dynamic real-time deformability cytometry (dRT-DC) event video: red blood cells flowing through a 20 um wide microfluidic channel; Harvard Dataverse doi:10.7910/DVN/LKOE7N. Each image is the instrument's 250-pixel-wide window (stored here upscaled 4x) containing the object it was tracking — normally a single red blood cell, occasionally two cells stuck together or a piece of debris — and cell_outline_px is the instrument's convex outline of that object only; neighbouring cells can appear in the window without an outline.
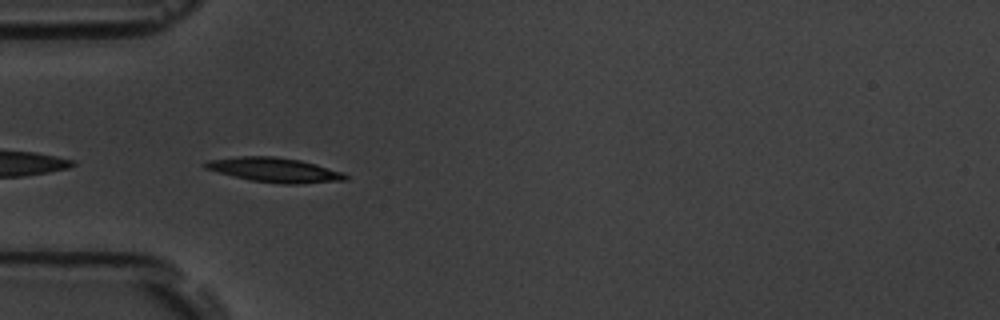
{"species": "common noctule bat (a hibernating species)", "species_latin": "Nyctalus noctula", "temperature_condition": "room temperature", "stored_images_in_passage": 5, "camera_frame_rate_fps": 3000, "um_per_image_px": 0.085, "animal": {"sex": "male", "body_mass_g": 19.5, "forearm_length_mm": 54.6}, "frame": {"image": 1, "passage_image": 4, "time_ms": 1.0, "image_size_px": [1000, 320], "cell_outline_px": [[348, 180], [296, 184], [284, 184], [252, 180], [204, 168], [200, 164], [208, 160], [240, 156], [272, 156], [300, 160], [316, 164], [344, 172], [348, 176]], "centroid_in_image_um": [23.37, 14.44], "position_along_channel_um": 61.6, "area_um2": 19.88}}
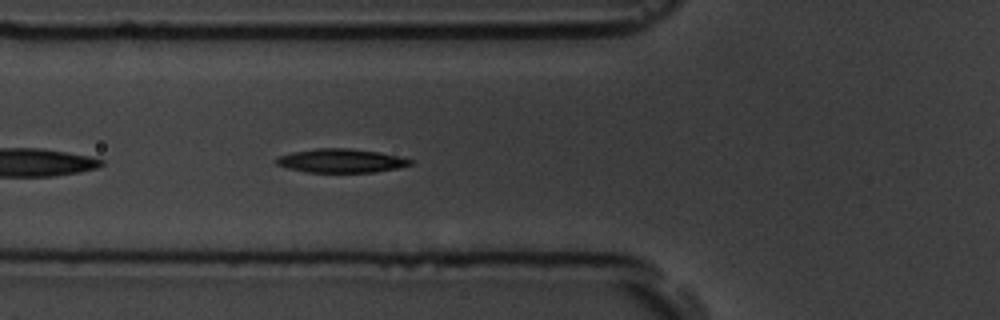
{"frame": {"image": 2, "passage_image": 5, "time_ms": 1.333, "image_size_px": [1000, 320], "cell_outline_px": [[412, 164], [396, 168], [372, 172], [308, 172], [288, 168], [276, 164], [272, 160], [276, 156], [292, 152], [316, 148], [348, 148], [380, 152], [400, 156], [412, 160]], "centroid_in_image_um": [28.93, 13.65], "position_along_channel_um": 96.9, "area_um2": 18.61}}